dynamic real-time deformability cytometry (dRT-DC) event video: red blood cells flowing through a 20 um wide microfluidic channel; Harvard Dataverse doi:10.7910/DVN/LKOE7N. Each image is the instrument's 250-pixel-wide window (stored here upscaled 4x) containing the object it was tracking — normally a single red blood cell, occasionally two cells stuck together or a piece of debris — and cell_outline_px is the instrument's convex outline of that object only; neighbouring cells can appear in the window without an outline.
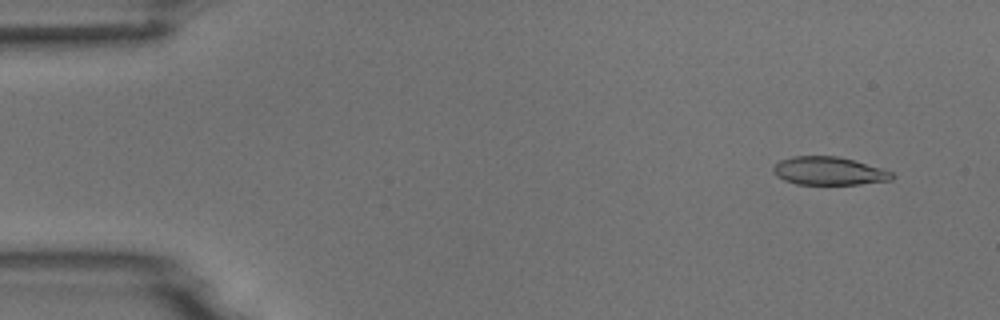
{"species": "common noctule bat (a hibernating species)", "species_latin": "Nyctalus noctula", "temperature_condition": "room temperature", "stored_images_in_passage": 5, "camera_frame_rate_fps": 3000, "um_per_image_px": 0.085, "animal": {"sex": "male", "body_mass_g": 18.8}, "frame": {"image": 1, "passage_image": 1, "time_ms": 0.0, "image_size_px": [1000, 320], "cell_outline_px": [[896, 176], [892, 180], [860, 184], [796, 184], [784, 180], [776, 176], [772, 172], [772, 168], [780, 160], [792, 156], [836, 156], [852, 160], [880, 168], [892, 172]], "centroid_in_image_um": [70.43, 14.54], "position_along_channel_um": 14.6, "area_um2": 19.42}}
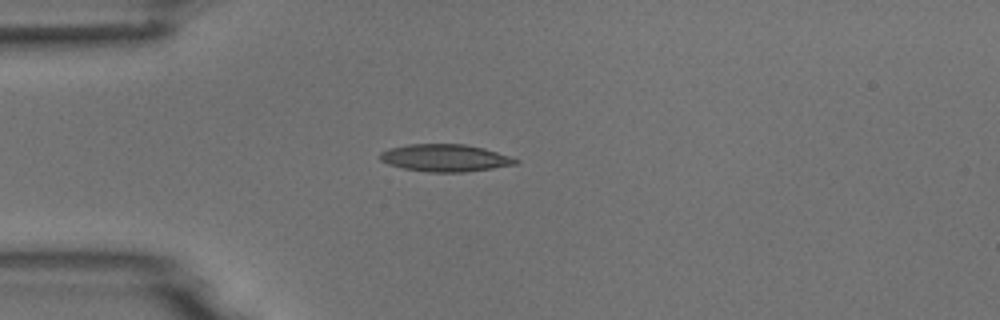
{"frame": {"image": 2, "passage_image": 4, "time_ms": 3.333, "image_size_px": [1000, 320], "cell_outline_px": [[520, 160], [516, 164], [492, 168], [464, 172], [428, 172], [404, 168], [388, 164], [380, 160], [380, 152], [388, 148], [408, 144], [464, 144], [484, 148]], "centroid_in_image_um": [37.8, 13.42], "position_along_channel_um": 47.2, "area_um2": 21.44}}